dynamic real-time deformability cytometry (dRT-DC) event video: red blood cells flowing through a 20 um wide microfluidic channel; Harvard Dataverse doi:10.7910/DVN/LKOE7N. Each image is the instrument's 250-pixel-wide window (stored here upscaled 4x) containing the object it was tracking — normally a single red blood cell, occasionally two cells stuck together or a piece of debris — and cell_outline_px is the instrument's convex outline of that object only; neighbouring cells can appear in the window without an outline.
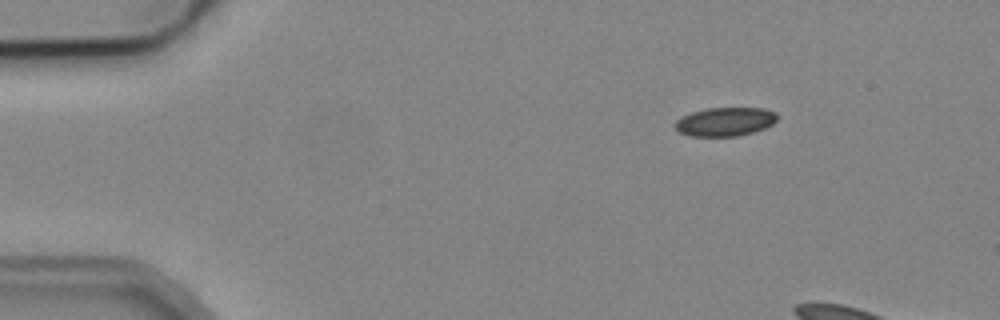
{"species": "common noctule bat (a hibernating species)", "species_latin": "Nyctalus noctula", "temperature_condition": "cold", "stored_images_in_passage": 4, "camera_frame_rate_fps": 3000, "um_per_image_px": 0.085, "animal": {"sex": "male", "body_mass_g": 19.2, "forearm_length_mm": 51.8}, "frame": {"image": 1, "passage_image": 1, "time_ms": 0.0, "image_size_px": [1000, 320], "cell_outline_px": [[780, 116], [772, 124], [764, 128], [740, 136], [692, 136], [680, 132], [672, 124], [680, 116], [692, 112], [708, 108], [764, 108], [776, 112]], "centroid_in_image_um": [61.63, 10.34], "position_along_channel_um": 23.4, "area_um2": 17.22}}